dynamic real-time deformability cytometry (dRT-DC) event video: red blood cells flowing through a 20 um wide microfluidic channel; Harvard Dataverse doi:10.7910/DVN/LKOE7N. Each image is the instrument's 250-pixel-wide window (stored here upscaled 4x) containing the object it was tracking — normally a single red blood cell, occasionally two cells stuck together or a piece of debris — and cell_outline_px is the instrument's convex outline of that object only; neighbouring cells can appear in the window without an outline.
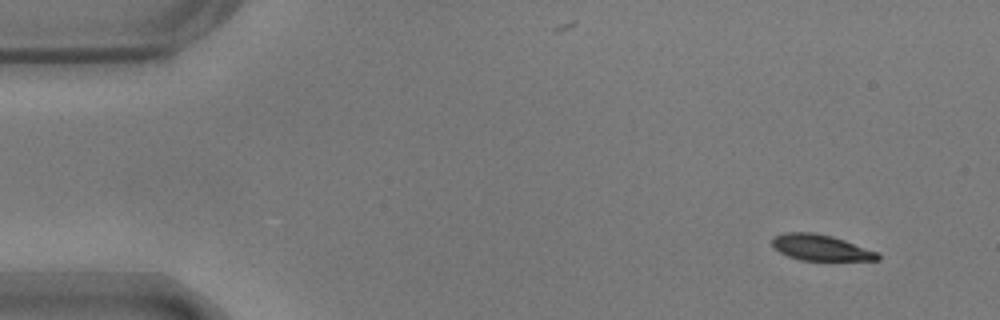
{"species": "common noctule bat (a hibernating species)", "species_latin": "Nyctalus noctula", "temperature_condition": "warm", "stored_images_in_passage": 52, "camera_frame_rate_fps": 3000, "um_per_image_px": 0.085, "animal": {"sex": "male", "body_mass_g": 17.9}, "frame": {"image": 1, "passage_image": 1, "time_ms": 0.0, "image_size_px": [1000, 320], "cell_outline_px": [[880, 260], [800, 260], [788, 256], [772, 248], [772, 236], [784, 232], [812, 232], [832, 236], [844, 240], [876, 252], [880, 256]], "centroid_in_image_um": [69.68, 21.04], "position_along_channel_um": 15.3, "area_um2": 15.9}}
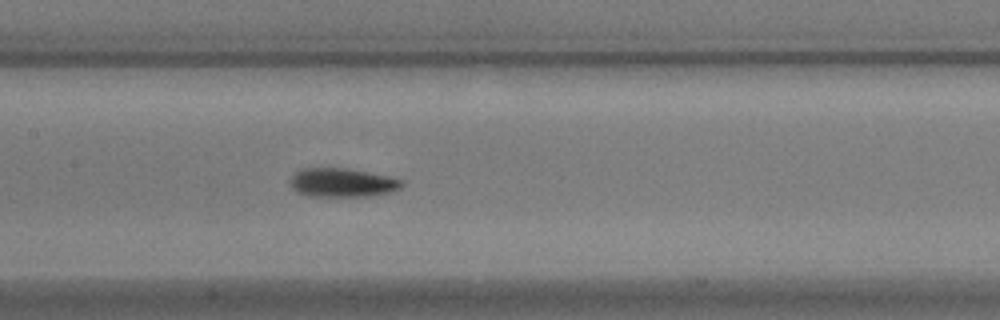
{"frame": {"image": 2, "passage_image": 23, "time_ms": 7.333, "image_size_px": [1000, 320], "cell_outline_px": [[404, 184], [400, 188], [388, 192], [368, 196], [308, 196], [296, 192], [292, 188], [288, 180], [300, 168], [348, 168], [388, 176], [404, 180]], "centroid_in_image_um": [29.06, 15.51], "position_along_channel_um": 178.3, "area_um2": 18.84}}
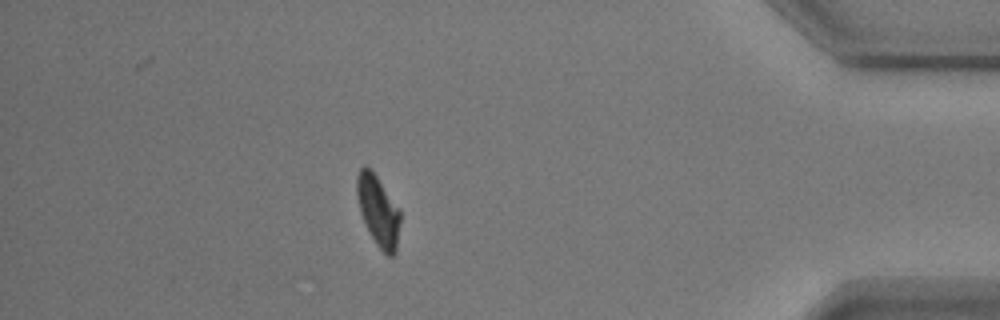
{"frame": {"image": 3, "passage_image": 45, "time_ms": 14.667, "image_size_px": [1000, 320], "cell_outline_px": [[400, 220], [396, 252], [392, 256], [388, 256], [376, 244], [368, 232], [360, 212], [356, 196], [356, 176], [360, 168], [368, 168], [376, 176], [400, 208]], "centroid_in_image_um": [32.14, 17.94], "position_along_channel_um": 403.1, "area_um2": 17.8}, "authors_computed_cell_mechanics": {"area_um2": 18.0047, "velocity_mm_per_s": 3.6619, "shape_relaxation_time_tau1_ms": 2.4623, "shape_relaxation_time_tau2_ms": 3.1975, "deformation_change_tau1": 0.137, "deformation_change_tau2": 0.0587}}